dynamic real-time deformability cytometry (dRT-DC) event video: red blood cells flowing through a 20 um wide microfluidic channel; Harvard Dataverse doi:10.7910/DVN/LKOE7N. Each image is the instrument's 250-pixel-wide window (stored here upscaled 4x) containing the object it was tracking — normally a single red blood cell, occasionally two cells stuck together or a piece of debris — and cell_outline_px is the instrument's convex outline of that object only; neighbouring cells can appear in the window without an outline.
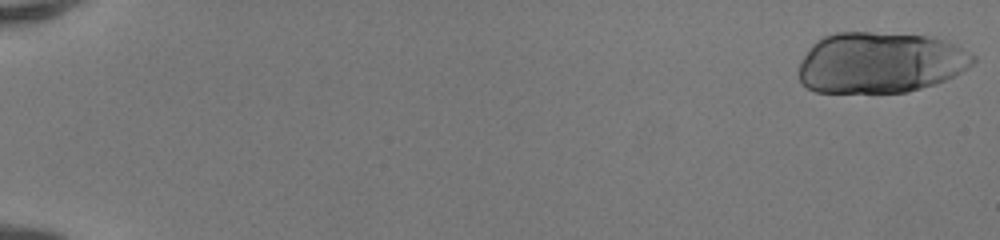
{"species": "human", "species_latin": "Homo sapiens", "temperature_condition": "room temperature", "stored_images_in_passage": 50, "segment_of_instrument_passage": [1, 2], "camera_frame_rate_fps": 3000, "um_per_image_px": 0.085, "donor": {"sex": "female"}, "frame": {"image": 1, "passage_image": 1, "time_ms": 0.0, "image_size_px": [1000, 240], "cell_outline_px": [[976, 60], [968, 68], [936, 84], [908, 92], [816, 92], [808, 88], [800, 80], [800, 60], [812, 44], [816, 40], [824, 36], [836, 32], [872, 32], [928, 36], [948, 40], [956, 44], [976, 56]], "centroid_in_image_um": [74.84, 5.31], "position_along_channel_um": 10.2, "area_um2": 62.19}}
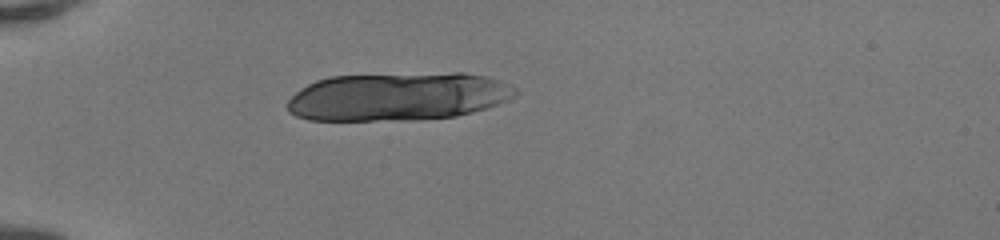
{"frame": {"image": 2, "passage_image": 16, "time_ms": 5.0, "image_size_px": [1000, 240], "cell_outline_px": [[520, 92], [508, 100], [472, 112], [456, 116], [424, 120], [308, 120], [296, 116], [288, 112], [288, 100], [300, 88], [316, 80], [332, 76], [452, 72], [464, 72], [488, 76], [500, 80], [516, 88]], "centroid_in_image_um": [33.84, 8.2], "position_along_channel_um": 51.2, "area_um2": 64.56}}